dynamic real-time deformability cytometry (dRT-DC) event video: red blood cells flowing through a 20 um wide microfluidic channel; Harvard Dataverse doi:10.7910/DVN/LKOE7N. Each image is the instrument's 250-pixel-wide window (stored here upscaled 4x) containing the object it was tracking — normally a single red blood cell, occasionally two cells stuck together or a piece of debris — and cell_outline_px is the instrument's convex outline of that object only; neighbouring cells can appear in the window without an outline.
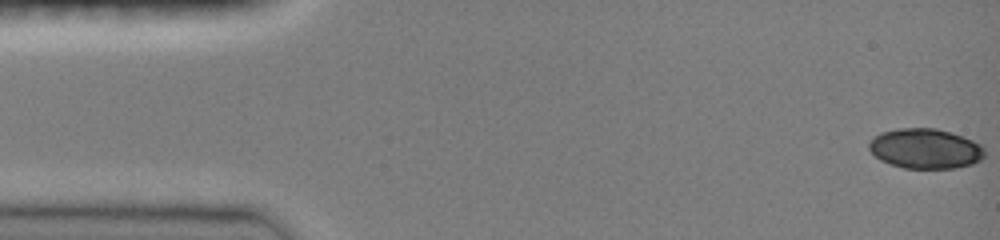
{"species": "common noctule bat (a hibernating species)", "species_latin": "Nyctalus noctula", "temperature_condition": "room temperature", "stored_images_in_passage": 46, "camera_frame_rate_fps": 3000, "um_per_image_px": 0.085, "animal": {"sex": "female", "body_mass_g": 19.0, "forearm_length_mm": 51.5}, "frame": {"image": 1, "passage_image": 1, "time_ms": 0.0, "image_size_px": [1000, 240], "cell_outline_px": [[984, 156], [980, 160], [972, 164], [956, 168], [904, 168], [880, 160], [868, 148], [868, 144], [872, 136], [880, 132], [900, 128], [936, 128], [972, 140], [980, 144], [984, 148]], "centroid_in_image_um": [78.62, 12.63], "position_along_channel_um": 6.4, "area_um2": 26.88}}